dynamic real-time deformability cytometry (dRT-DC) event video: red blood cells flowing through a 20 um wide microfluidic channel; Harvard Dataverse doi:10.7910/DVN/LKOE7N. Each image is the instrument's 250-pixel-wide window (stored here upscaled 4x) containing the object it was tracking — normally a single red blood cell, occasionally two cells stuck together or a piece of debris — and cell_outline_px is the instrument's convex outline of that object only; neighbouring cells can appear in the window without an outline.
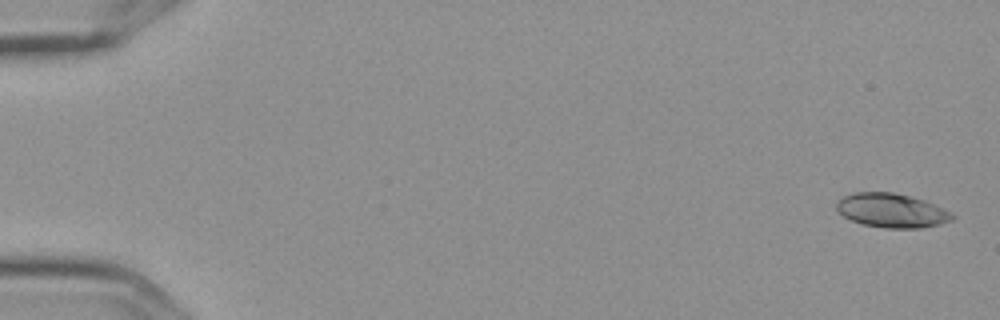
{"species": "Egyptian fruit bat (a non-hibernating species)", "species_latin": "Rousettus aegyptiacus", "temperature_condition": "cold", "stored_images_in_passage": 6, "camera_frame_rate_fps": 3000, "um_per_image_px": 0.085, "frame": {"image": 1, "passage_image": 1, "time_ms": 0.0, "image_size_px": [1000, 320], "cell_outline_px": [[956, 216], [952, 220], [940, 224], [920, 228], [884, 228], [864, 224], [852, 220], [844, 216], [836, 208], [836, 204], [844, 196], [856, 192], [892, 192], [924, 200]], "centroid_in_image_um": [75.78, 17.9], "position_along_channel_um": 9.2, "area_um2": 22.54}}
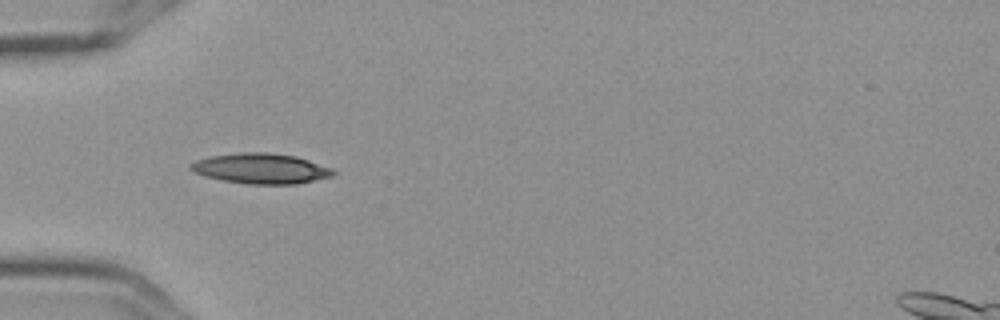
{"frame": {"image": 2, "passage_image": 5, "time_ms": 1.333, "image_size_px": [1000, 320], "cell_outline_px": [[336, 172], [332, 176], [296, 184], [248, 184], [224, 180], [204, 176], [188, 168], [188, 164], [196, 160], [208, 156], [240, 152], [264, 152], [296, 156], [332, 168]], "centroid_in_image_um": [22.15, 14.32], "position_along_channel_um": 62.9, "area_um2": 25.14}}
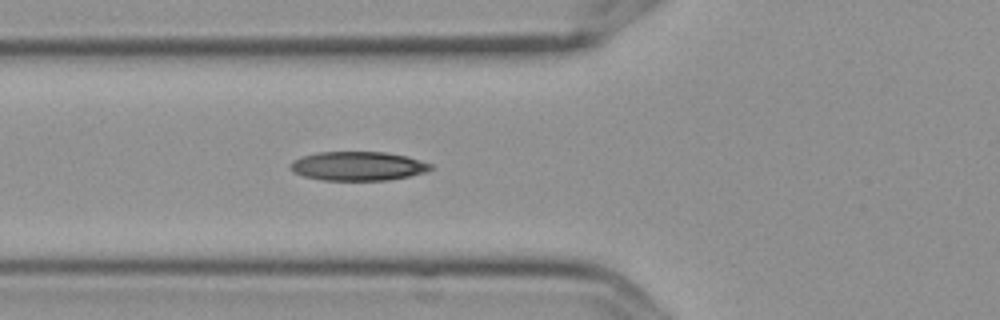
{"frame": {"image": 3, "passage_image": 6, "time_ms": 1.667, "image_size_px": [1000, 320], "cell_outline_px": [[432, 168], [424, 172], [408, 176], [388, 180], [320, 180], [304, 176], [292, 172], [288, 168], [288, 164], [292, 160], [304, 156], [320, 152], [384, 152], [408, 156], [432, 164]], "centroid_in_image_um": [30.38, 14.12], "position_along_channel_um": 95.4, "area_um2": 23.76}}